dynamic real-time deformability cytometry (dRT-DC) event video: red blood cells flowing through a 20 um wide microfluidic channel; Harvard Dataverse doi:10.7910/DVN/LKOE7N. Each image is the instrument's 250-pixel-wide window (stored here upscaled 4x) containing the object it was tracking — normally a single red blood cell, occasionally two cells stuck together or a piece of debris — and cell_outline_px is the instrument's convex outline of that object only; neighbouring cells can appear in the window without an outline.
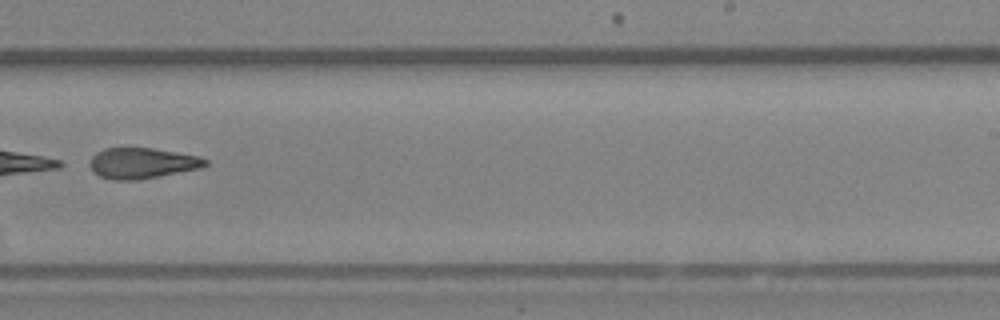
{"species": "Egyptian fruit bat (a non-hibernating species)", "species_latin": "Rousettus aegyptiacus", "temperature_condition": "room temperature", "stored_images_in_passage": 50, "segment_of_instrument_passage": [2, 2], "camera_frame_rate_fps": 3000, "um_per_image_px": 0.085, "animal": {"sex": "female"}, "frame": {"image": 1, "passage_image": 32, "time_ms": 10.333, "image_size_px": [1000, 320], "cell_outline_px": [[208, 164], [200, 168], [140, 180], [112, 180], [100, 176], [92, 172], [88, 164], [88, 160], [96, 152], [104, 148], [152, 148], [200, 156], [208, 160]], "centroid_in_image_um": [12.04, 13.87], "position_along_channel_um": 277.0, "area_um2": 20.92}}
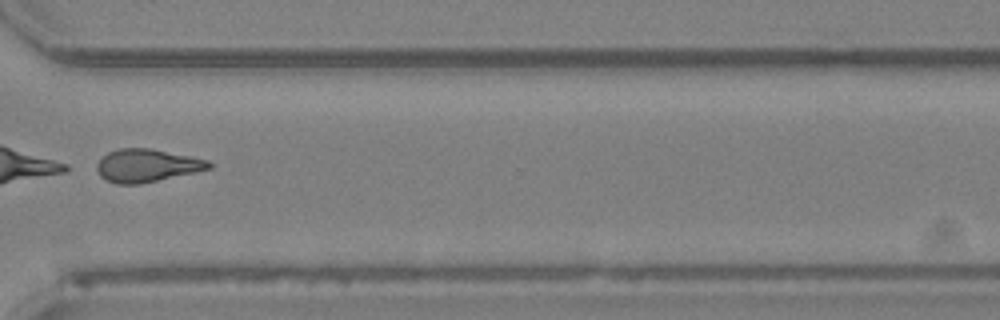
{"frame": {"image": 2, "passage_image": 38, "time_ms": 12.333, "image_size_px": [1000, 320], "cell_outline_px": [[212, 168], [196, 172], [140, 184], [116, 184], [100, 176], [96, 168], [96, 164], [108, 152], [120, 148], [148, 148], [208, 160], [212, 164]], "centroid_in_image_um": [12.47, 14.08], "position_along_channel_um": 358.1, "area_um2": 21.27}}